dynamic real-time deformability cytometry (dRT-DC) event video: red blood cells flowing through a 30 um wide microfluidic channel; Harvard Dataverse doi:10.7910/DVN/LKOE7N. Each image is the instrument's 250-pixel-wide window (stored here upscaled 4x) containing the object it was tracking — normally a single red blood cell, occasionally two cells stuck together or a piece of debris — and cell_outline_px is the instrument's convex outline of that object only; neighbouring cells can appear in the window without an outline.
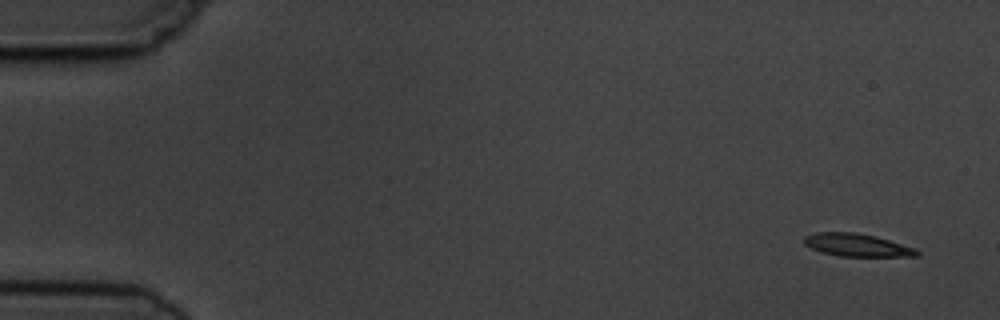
{"species": "common noctule bat (a hibernating species)", "species_latin": "Nyctalus noctula", "temperature_condition": "cold", "stored_images_in_passage": 4, "camera_frame_rate_fps": 3000, "um_per_image_px": 0.085, "animal": {"sex": "male", "body_mass_g": 19.5, "forearm_length_mm": 54.6}, "frame": {"image": 1, "passage_image": 1, "time_ms": 0.0, "image_size_px": [1000, 320], "cell_outline_px": [[920, 256], [840, 256], [820, 252], [804, 244], [804, 236], [816, 232], [856, 232], [876, 236], [916, 248], [920, 252]], "centroid_in_image_um": [72.85, 20.82], "position_along_channel_um": 12.1, "area_um2": 15.03}}
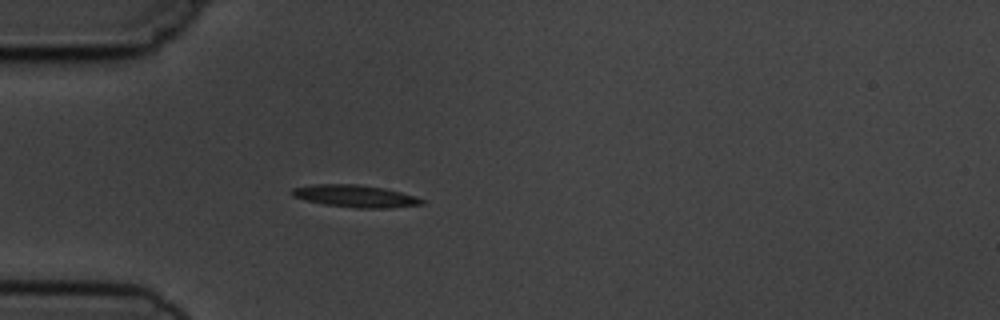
{"frame": {"image": 2, "passage_image": 4, "time_ms": 4.333, "image_size_px": [1000, 320], "cell_outline_px": [[424, 204], [384, 208], [356, 208], [324, 204], [304, 200], [292, 196], [292, 188], [312, 184], [356, 184], [384, 188], [416, 196], [424, 200]], "centroid_in_image_um": [30.17, 16.66], "position_along_channel_um": 54.8, "area_um2": 16.76}}